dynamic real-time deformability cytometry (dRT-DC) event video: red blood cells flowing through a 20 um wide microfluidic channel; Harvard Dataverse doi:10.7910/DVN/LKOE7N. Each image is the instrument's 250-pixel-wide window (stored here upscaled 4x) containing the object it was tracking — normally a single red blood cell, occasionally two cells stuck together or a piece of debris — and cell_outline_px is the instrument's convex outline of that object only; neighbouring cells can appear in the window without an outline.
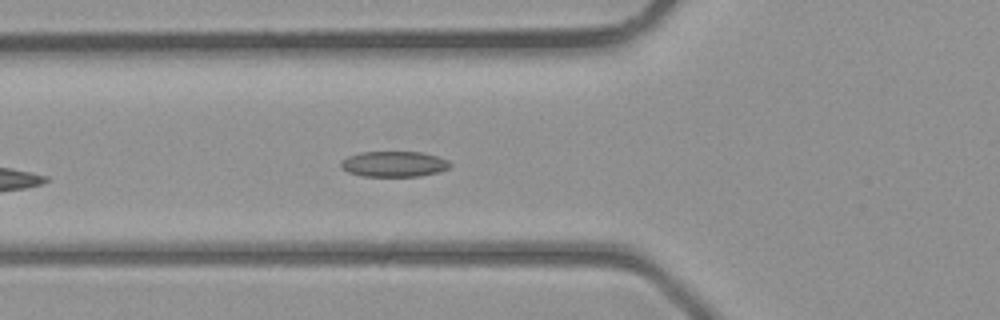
{"species": "common noctule bat (a hibernating species)", "species_latin": "Nyctalus noctula", "temperature_condition": "room temperature", "stored_images_in_passage": 3, "camera_frame_rate_fps": 3000, "um_per_image_px": 0.085, "animal": {"sex": "male", "body_mass_g": 23.1, "forearm_length_mm": 52.7}, "frame": {"image": 1, "passage_image": 3, "time_ms": 2.333, "image_size_px": [1000, 320], "cell_outline_px": [[452, 164], [448, 168], [440, 172], [420, 176], [364, 176], [348, 172], [340, 168], [340, 160], [348, 156], [360, 152], [420, 152], [436, 156], [448, 160]], "centroid_in_image_um": [33.47, 13.94], "position_along_channel_um": 92.3, "area_um2": 16.36}}